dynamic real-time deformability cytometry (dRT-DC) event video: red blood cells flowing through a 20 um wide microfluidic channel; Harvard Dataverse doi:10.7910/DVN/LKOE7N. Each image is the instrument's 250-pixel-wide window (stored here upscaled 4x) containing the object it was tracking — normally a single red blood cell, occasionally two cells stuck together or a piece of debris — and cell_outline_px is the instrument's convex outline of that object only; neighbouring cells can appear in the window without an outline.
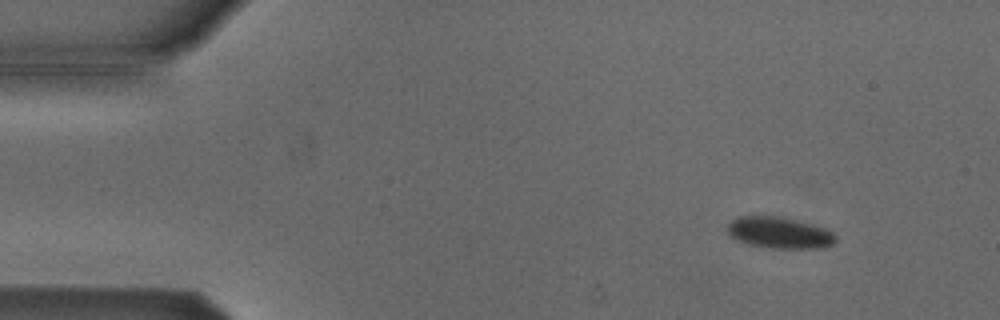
{"species": "Egyptian fruit bat (a non-hibernating species)", "species_latin": "Rousettus aegyptiacus", "temperature_condition": "cold", "stored_images_in_passage": 53, "camera_frame_rate_fps": 3000, "um_per_image_px": 0.085, "animal": {"sex": "male"}, "frame": {"image": 1, "passage_image": 5, "time_ms": 1.333, "image_size_px": [1000, 320], "cell_outline_px": [[836, 240], [832, 244], [820, 248], [768, 248], [748, 244], [736, 240], [728, 236], [728, 224], [732, 220], [740, 216], [772, 216], [812, 224], [824, 228], [832, 232], [836, 236]], "centroid_in_image_um": [66.21, 19.8], "position_along_channel_um": 18.8, "area_um2": 19.59}}
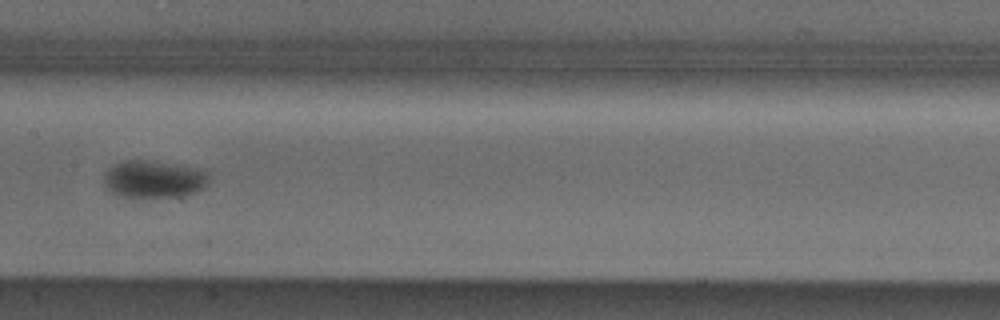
{"frame": {"image": 2, "passage_image": 26, "time_ms": 8.333, "image_size_px": [1000, 320], "cell_outline_px": [[212, 180], [204, 188], [196, 192], [172, 196], [124, 196], [112, 192], [104, 184], [104, 172], [112, 164], [124, 160], [144, 160], [176, 164], [204, 168], [212, 172]], "centroid_in_image_um": [13.17, 15.18], "position_along_channel_um": 194.2, "area_um2": 23.18}}
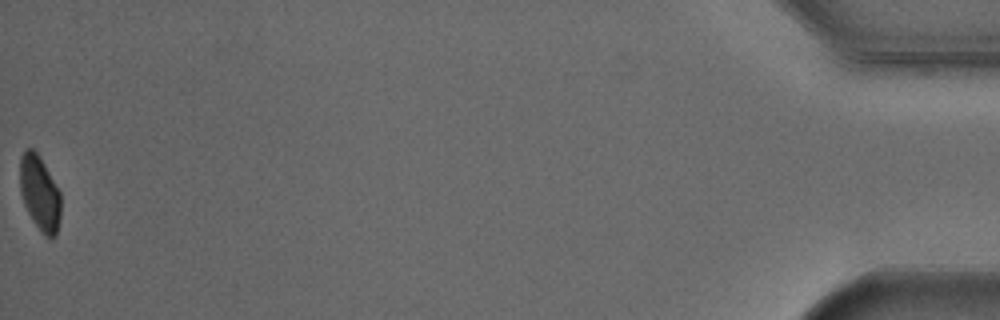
{"frame": {"image": 3, "passage_image": 53, "time_ms": 17.333, "image_size_px": [1000, 320], "cell_outline_px": [[60, 216], [56, 236], [52, 240], [44, 236], [40, 232], [32, 220], [24, 204], [20, 192], [20, 156], [24, 148], [32, 148], [40, 156], [60, 192]], "centroid_in_image_um": [3.37, 16.43], "position_along_channel_um": 431.8, "area_um2": 18.09}}